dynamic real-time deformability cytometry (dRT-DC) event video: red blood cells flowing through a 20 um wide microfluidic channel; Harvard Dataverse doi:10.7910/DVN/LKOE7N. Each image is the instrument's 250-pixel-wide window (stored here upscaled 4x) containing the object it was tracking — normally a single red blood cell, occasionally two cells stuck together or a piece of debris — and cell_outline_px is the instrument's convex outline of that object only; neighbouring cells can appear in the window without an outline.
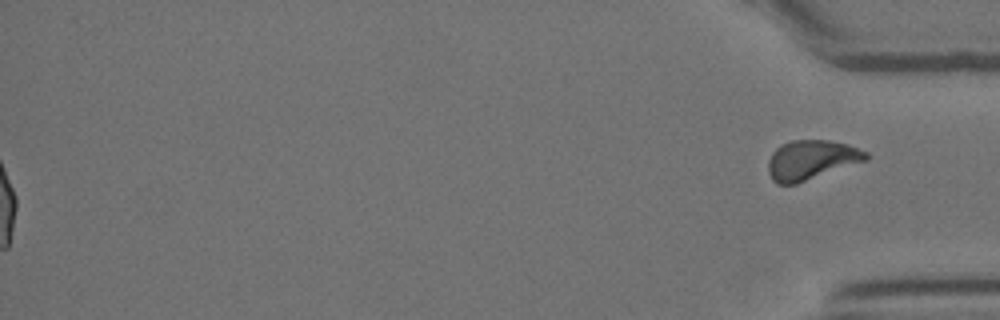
{"species": "Egyptian fruit bat (a non-hibernating species)", "species_latin": "Rousettus aegyptiacus", "temperature_condition": "room temperature", "stored_images_in_passage": 57, "segment_of_instrument_passage": [2, 2], "camera_frame_rate_fps": 3000, "um_per_image_px": 0.085, "animal": {"sex": "female"}, "frame": {"image": 1, "passage_image": 57, "time_ms": 18.667, "image_size_px": [1000, 320], "cell_outline_px": [[868, 160], [796, 184], [776, 184], [772, 180], [768, 172], [768, 160], [772, 152], [780, 144], [792, 140], [828, 140], [848, 144], [868, 152]], "centroid_in_image_um": [68.95, 13.59], "position_along_channel_um": 366.3, "area_um2": 22.72}}